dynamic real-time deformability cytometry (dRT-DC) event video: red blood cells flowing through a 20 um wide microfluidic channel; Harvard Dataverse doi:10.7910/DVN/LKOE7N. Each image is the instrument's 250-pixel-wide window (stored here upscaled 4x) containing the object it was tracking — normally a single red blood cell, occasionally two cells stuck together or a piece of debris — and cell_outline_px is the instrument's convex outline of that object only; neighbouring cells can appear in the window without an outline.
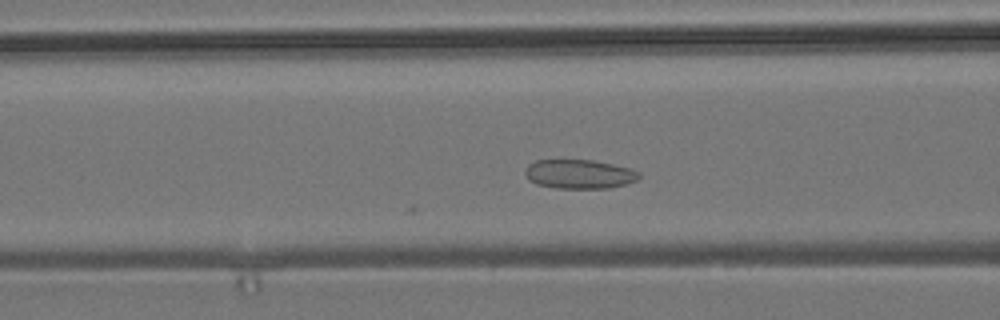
{"species": "common noctule bat (a hibernating species)", "species_latin": "Nyctalus noctula", "temperature_condition": "room temperature", "stored_images_in_passage": 35, "camera_frame_rate_fps": 3000, "um_per_image_px": 0.085, "animal": {"sex": "male", "body_mass_g": 19.2, "forearm_length_mm": 51.8}, "frame": {"image": 1, "passage_image": 6, "time_ms": 1.667, "image_size_px": [1000, 320], "cell_outline_px": [[640, 176], [636, 180], [624, 184], [608, 188], [556, 188], [536, 184], [528, 180], [524, 172], [528, 164], [536, 160], [592, 160], [612, 164], [628, 168], [640, 172]], "centroid_in_image_um": [49.2, 14.8], "position_along_channel_um": 117.4, "area_um2": 19.25}}
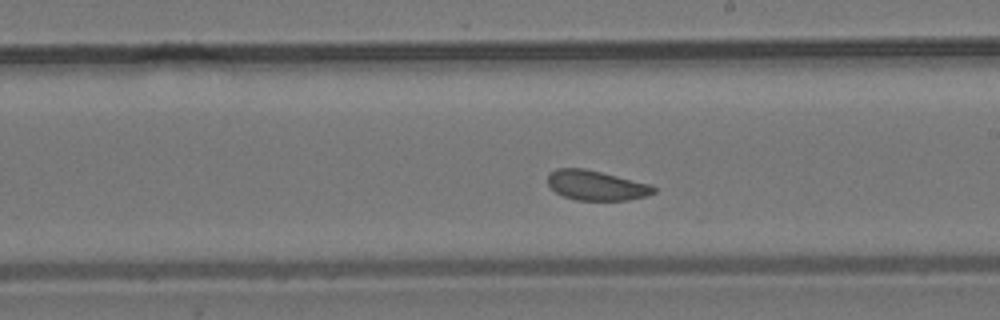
{"frame": {"image": 2, "passage_image": 16, "time_ms": 5.0, "image_size_px": [1000, 320], "cell_outline_px": [[656, 192], [644, 196], [628, 200], [576, 200], [564, 196], [556, 192], [548, 184], [548, 172], [556, 168], [584, 168], [648, 184], [656, 188]], "centroid_in_image_um": [50.63, 15.75], "position_along_channel_um": 238.4, "area_um2": 18.15}}
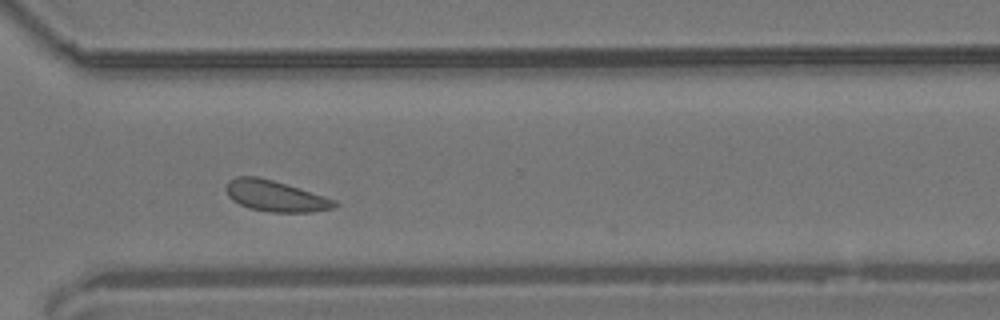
{"frame": {"image": 3, "passage_image": 25, "time_ms": 8.0, "image_size_px": [1000, 320], "cell_outline_px": [[340, 204], [336, 208], [312, 212], [272, 212], [248, 208], [232, 200], [228, 196], [224, 188], [228, 180], [236, 176], [256, 176], [272, 180], [336, 200]], "centroid_in_image_um": [23.39, 16.67], "position_along_channel_um": 347.2, "area_um2": 19.59}, "authors_computed_cell_mechanics": {"area_um2": 19.0162, "velocity_mm_per_s": 3.6327, "shape_relaxation_time_tau1_ms": null, "shape_relaxation_time_tau2_ms": 1.6237, "deformation_change_tau1": null, "deformation_change_tau2": 0.0751}}